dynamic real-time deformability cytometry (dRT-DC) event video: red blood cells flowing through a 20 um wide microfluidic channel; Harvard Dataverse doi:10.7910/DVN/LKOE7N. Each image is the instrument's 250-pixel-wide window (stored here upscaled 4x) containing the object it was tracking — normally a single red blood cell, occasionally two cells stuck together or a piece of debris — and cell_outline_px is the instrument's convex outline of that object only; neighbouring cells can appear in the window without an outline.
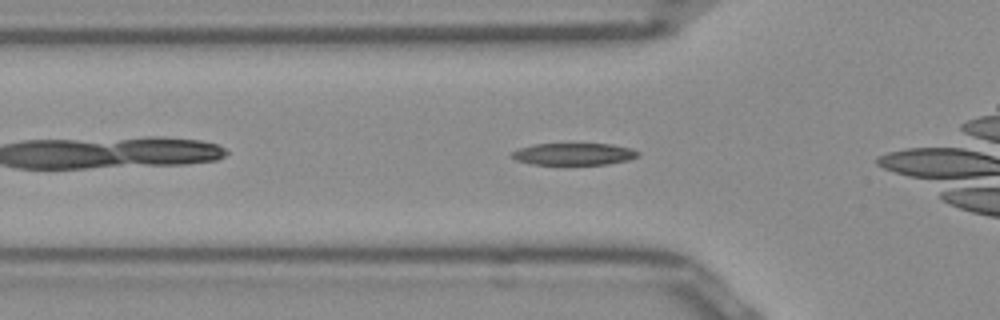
{"species": "Egyptian fruit bat (a non-hibernating species)", "species_latin": "Rousettus aegyptiacus", "temperature_condition": "room temperature", "stored_images_in_passage": 36, "camera_frame_rate_fps": 3000, "um_per_image_px": 0.085, "frame": {"image": 1, "passage_image": 11, "time_ms": 3.333, "image_size_px": [1000, 320], "cell_outline_px": [[640, 156], [628, 160], [608, 164], [532, 164], [516, 160], [512, 156], [512, 152], [520, 148], [532, 144], [612, 144], [632, 148], [640, 152]], "centroid_in_image_um": [48.83, 13.09], "position_along_channel_um": 77.0, "area_um2": 16.13}, "authors_computed_cell_mechanics": {"area_um2": 16.3285, "velocity_mm_per_s": 3.9561, "shape_relaxation_time_tau1_ms": 4.7654, "shape_relaxation_time_tau2_ms": 6.389, "deformation_change_tau1": 0.2032, "deformation_change_tau2": 0.1371}}